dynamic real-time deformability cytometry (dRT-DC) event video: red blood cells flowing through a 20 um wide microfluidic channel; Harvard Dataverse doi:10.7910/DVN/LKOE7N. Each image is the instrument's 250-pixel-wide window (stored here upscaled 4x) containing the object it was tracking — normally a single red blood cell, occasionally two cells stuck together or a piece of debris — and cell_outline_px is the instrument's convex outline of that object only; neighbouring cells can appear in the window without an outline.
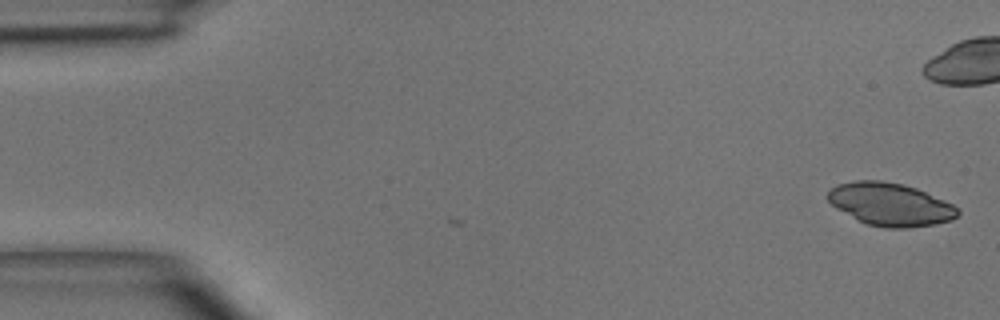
{"species": "common noctule bat (a hibernating species)", "species_latin": "Nyctalus noctula", "temperature_condition": "room temperature", "stored_images_in_passage": 4, "camera_frame_rate_fps": 3000, "um_per_image_px": 0.085, "animal": {"sex": "male", "body_mass_g": 15.6}, "frame": {"image": 1, "passage_image": 1, "time_ms": 0.0, "image_size_px": [1000, 320], "cell_outline_px": [[960, 212], [952, 220], [936, 224], [908, 228], [884, 228], [868, 224], [836, 208], [828, 200], [828, 192], [836, 184], [856, 180], [880, 180], [904, 184], [916, 188], [944, 200], [952, 204]], "centroid_in_image_um": [75.68, 17.36], "position_along_channel_um": 9.3, "area_um2": 32.25}}